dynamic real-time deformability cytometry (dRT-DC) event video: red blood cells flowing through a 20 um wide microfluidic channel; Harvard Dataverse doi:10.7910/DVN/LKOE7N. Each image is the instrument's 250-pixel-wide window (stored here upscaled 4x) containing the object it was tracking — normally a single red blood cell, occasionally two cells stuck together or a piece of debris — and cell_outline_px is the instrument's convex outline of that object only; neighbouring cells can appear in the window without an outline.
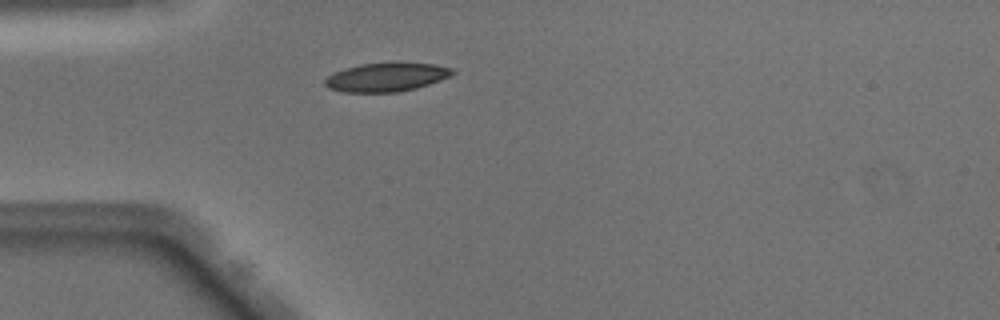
{"species": "Egyptian fruit bat (a non-hibernating species)", "species_latin": "Rousettus aegyptiacus", "temperature_condition": "warm", "stored_images_in_passage": 34, "camera_frame_rate_fps": 3000, "um_per_image_px": 0.085, "animal": {"sex": "male"}, "frame": {"image": 1, "passage_image": 2, "time_ms": 0.333, "image_size_px": [1000, 320], "cell_outline_px": [[456, 72], [440, 80], [416, 88], [396, 92], [344, 92], [328, 88], [324, 84], [324, 80], [328, 76], [336, 72], [360, 64], [396, 60], [436, 64], [452, 68]], "centroid_in_image_um": [32.88, 6.52], "position_along_channel_um": 52.1, "area_um2": 21.79}}
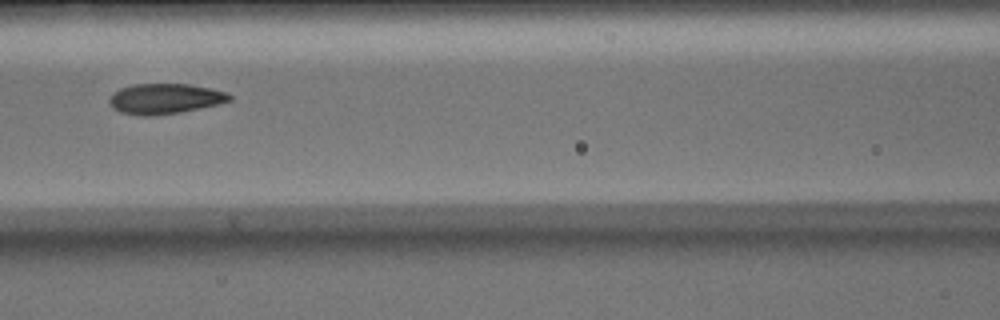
{"frame": {"image": 2, "passage_image": 10, "time_ms": 3.0, "image_size_px": [1000, 320], "cell_outline_px": [[232, 100], [220, 104], [180, 112], [152, 116], [144, 116], [120, 112], [108, 100], [120, 88], [132, 84], [188, 84], [212, 88], [228, 92], [232, 96]], "centroid_in_image_um": [14.09, 8.38], "position_along_channel_um": 152.5, "area_um2": 21.15}}
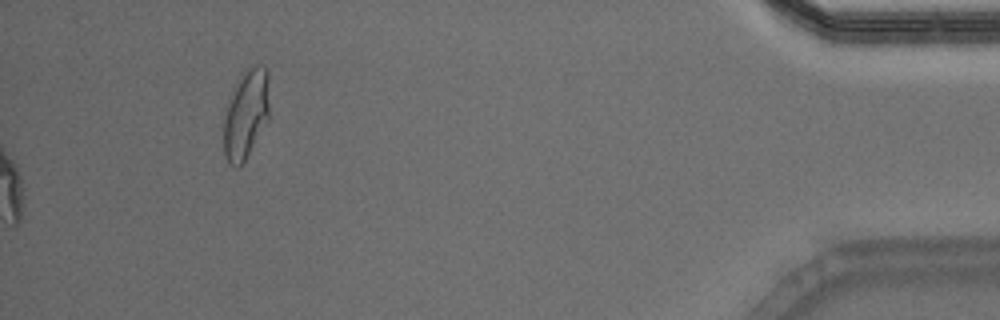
{"frame": {"image": 3, "passage_image": 34, "time_ms": 11.0, "image_size_px": [1000, 320], "cell_outline_px": [[268, 120], [240, 168], [236, 168], [228, 164], [224, 156], [224, 120], [232, 96], [244, 72], [248, 68], [256, 64], [268, 68]], "centroid_in_image_um": [20.92, 9.78], "position_along_channel_um": 414.3, "area_um2": 23.12}, "authors_computed_cell_mechanics": {"area_um2": 21.7906, "velocity_mm_per_s": 4.0669, "shape_relaxation_time_tau1_ms": 3.6851, "shape_relaxation_time_tau2_ms": 1.0016, "deformation_change_tau1": 0.1513, "deformation_change_tau2": 0.054}}